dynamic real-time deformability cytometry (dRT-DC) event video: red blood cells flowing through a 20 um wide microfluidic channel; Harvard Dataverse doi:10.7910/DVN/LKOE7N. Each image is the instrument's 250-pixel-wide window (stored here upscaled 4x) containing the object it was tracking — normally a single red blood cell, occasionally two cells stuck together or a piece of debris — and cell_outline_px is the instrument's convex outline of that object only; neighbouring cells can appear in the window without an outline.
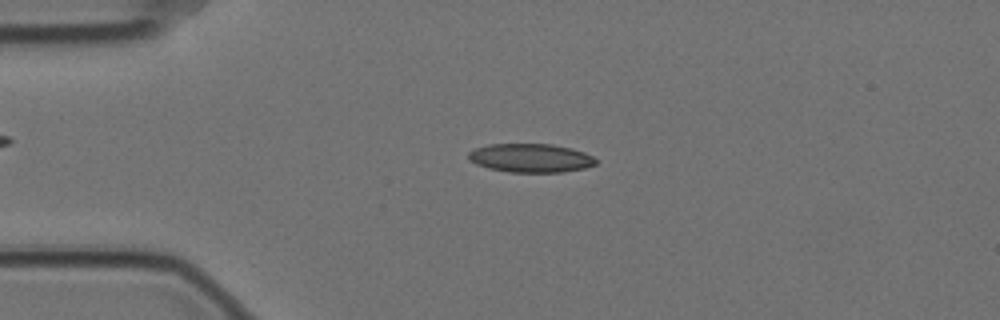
{"species": "Egyptian fruit bat (a non-hibernating species)", "species_latin": "Rousettus aegyptiacus", "temperature_condition": "cold", "stored_images_in_passage": 52, "camera_frame_rate_fps": 3000, "um_per_image_px": 0.085, "animal": {"sex": "female"}, "frame": {"image": 1, "passage_image": 8, "time_ms": 2.333, "image_size_px": [1000, 320], "cell_outline_px": [[596, 164], [584, 168], [564, 172], [508, 172], [488, 168], [476, 164], [468, 160], [468, 152], [476, 148], [488, 144], [552, 144], [572, 148], [584, 152], [592, 156], [596, 160]], "centroid_in_image_um": [45.09, 13.43], "position_along_channel_um": 39.9, "area_um2": 21.39}}
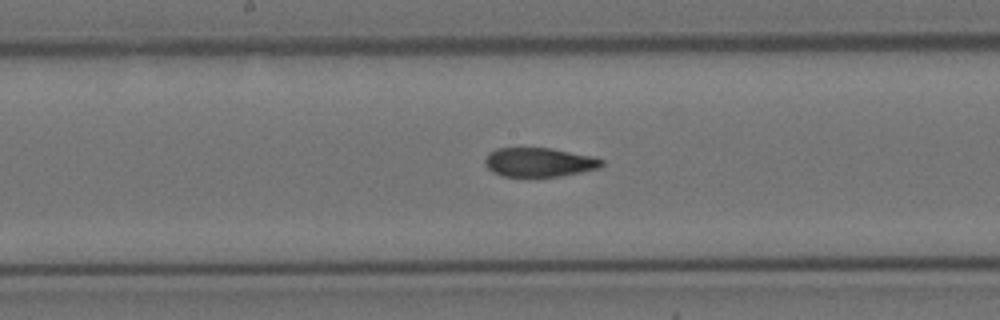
{"frame": {"image": 2, "passage_image": 24, "time_ms": 7.667, "image_size_px": [1000, 320], "cell_outline_px": [[604, 164], [600, 168], [560, 176], [500, 176], [492, 172], [484, 164], [484, 160], [488, 152], [496, 148], [552, 148], [592, 156], [604, 160]], "centroid_in_image_um": [45.8, 13.78], "position_along_channel_um": 202.4, "area_um2": 19.88}}
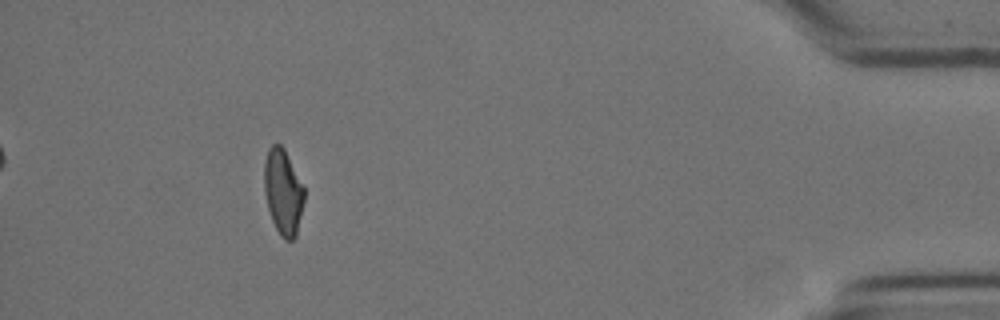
{"frame": {"image": 3, "passage_image": 47, "time_ms": 15.333, "image_size_px": [1000, 320], "cell_outline_px": [[304, 200], [296, 236], [292, 240], [284, 240], [280, 236], [272, 220], [268, 208], [264, 192], [264, 160], [268, 148], [272, 144], [280, 144], [284, 148], [304, 188]], "centroid_in_image_um": [24.04, 16.31], "position_along_channel_um": 411.2, "area_um2": 19.88}, "authors_computed_cell_mechanics": {"area_um2": 20.8658, "velocity_mm_per_s": 3.5167, "shape_relaxation_time_tau1_ms": null, "shape_relaxation_time_tau2_ms": 2.3716, "deformation_change_tau1": null, "deformation_change_tau2": 0.0902}}